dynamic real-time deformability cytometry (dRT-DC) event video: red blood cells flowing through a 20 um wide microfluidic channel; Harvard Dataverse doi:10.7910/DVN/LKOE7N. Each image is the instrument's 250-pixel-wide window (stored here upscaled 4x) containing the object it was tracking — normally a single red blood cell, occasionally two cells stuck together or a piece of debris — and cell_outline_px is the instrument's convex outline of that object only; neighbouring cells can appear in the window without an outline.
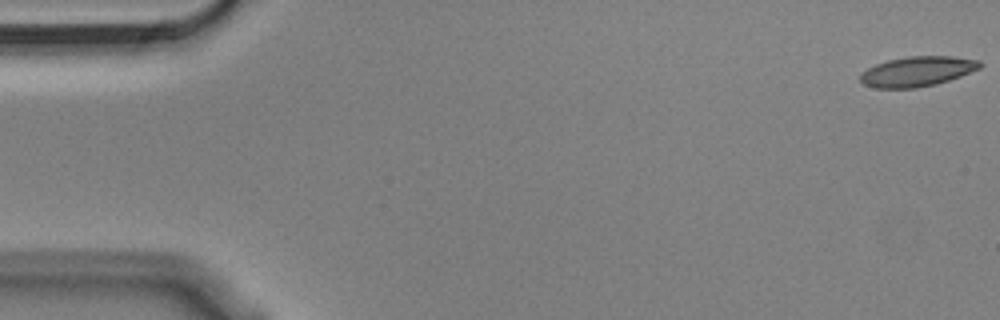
{"species": "Egyptian fruit bat (a non-hibernating species)", "species_latin": "Rousettus aegyptiacus", "temperature_condition": "cold", "stored_images_in_passage": 55, "camera_frame_rate_fps": 3000, "um_per_image_px": 0.085, "animal": {"sex": "male"}, "frame": {"image": 1, "passage_image": 1, "time_ms": 0.0, "image_size_px": [1000, 320], "cell_outline_px": [[984, 64], [980, 68], [960, 76], [936, 84], [916, 88], [876, 88], [864, 84], [860, 80], [860, 76], [868, 68], [876, 64], [888, 60], [908, 56], [952, 56], [980, 60]], "centroid_in_image_um": [78.0, 6.06], "position_along_channel_um": 7.0, "area_um2": 20.81}}
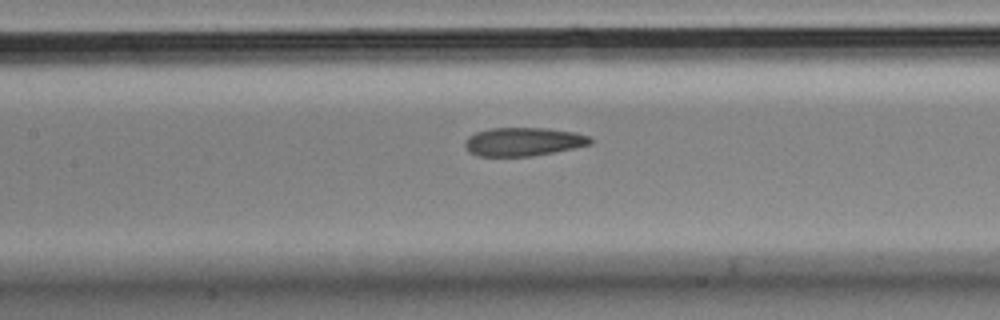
{"frame": {"image": 2, "passage_image": 25, "time_ms": 8.0, "image_size_px": [1000, 320], "cell_outline_px": [[592, 144], [576, 148], [532, 156], [480, 156], [468, 152], [464, 148], [464, 140], [468, 136], [476, 132], [488, 128], [548, 128], [576, 132], [588, 136], [592, 140]], "centroid_in_image_um": [44.46, 12.04], "position_along_channel_um": 162.9, "area_um2": 21.1}}
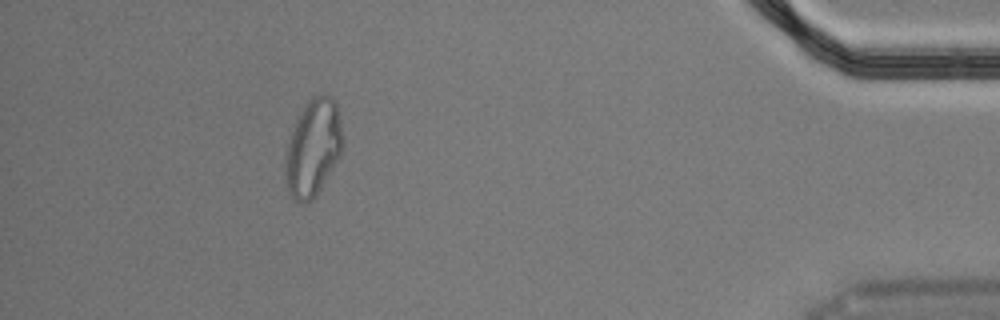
{"frame": {"image": 3, "passage_image": 50, "time_ms": 16.333, "image_size_px": [1000, 320], "cell_outline_px": [[344, 148], [340, 156], [316, 196], [312, 200], [292, 200], [284, 180], [284, 172], [288, 144], [292, 132], [308, 100], [312, 96], [328, 96], [336, 104], [344, 136]], "centroid_in_image_um": [26.64, 12.61], "position_along_channel_um": 408.6, "area_um2": 31.91}, "authors_computed_cell_mechanics": {"area_um2": 22.0796, "velocity_mm_per_s": 3.6213, "shape_relaxation_time_tau1_ms": null, "shape_relaxation_time_tau2_ms": 2.538, "deformation_change_tau1": null, "deformation_change_tau2": 0.0868}}